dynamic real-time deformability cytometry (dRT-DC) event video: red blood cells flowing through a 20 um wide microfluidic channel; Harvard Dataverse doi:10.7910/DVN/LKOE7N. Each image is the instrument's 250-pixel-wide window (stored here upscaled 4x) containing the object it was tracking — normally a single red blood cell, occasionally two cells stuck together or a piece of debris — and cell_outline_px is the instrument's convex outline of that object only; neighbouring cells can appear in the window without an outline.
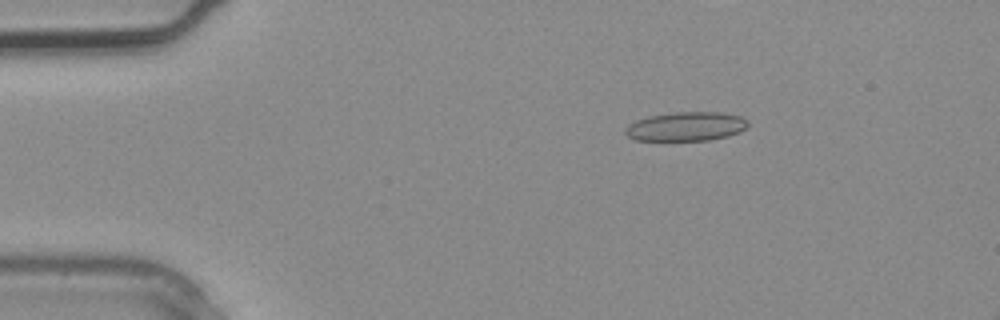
{"species": "common noctule bat (a hibernating species)", "species_latin": "Nyctalus noctula", "temperature_condition": "warm", "stored_images_in_passage": 5, "camera_frame_rate_fps": 3000, "um_per_image_px": 0.085, "animal": {"sex": "male", "body_mass_g": 20.4}, "frame": {"image": 1, "passage_image": 2, "time_ms": 0.333, "image_size_px": [1000, 320], "cell_outline_px": [[748, 124], [740, 132], [728, 136], [708, 140], [636, 140], [628, 136], [624, 132], [624, 128], [628, 124], [636, 120], [648, 116], [676, 112], [720, 112], [744, 116], [748, 120]], "centroid_in_image_um": [58.32, 10.74], "position_along_channel_um": 26.7, "area_um2": 20.87}}
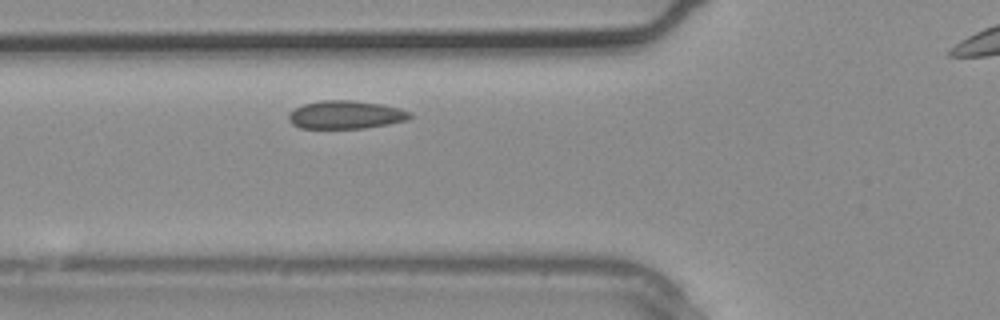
{"frame": {"image": 2, "passage_image": 4, "time_ms": 1.0, "image_size_px": [1000, 320], "cell_outline_px": [[412, 116], [408, 120], [388, 124], [364, 128], [300, 128], [292, 124], [288, 120], [288, 112], [304, 104], [320, 100], [352, 100], [380, 104], [400, 108], [412, 112]], "centroid_in_image_um": [29.39, 9.75], "position_along_channel_um": 96.4, "area_um2": 20.0}}